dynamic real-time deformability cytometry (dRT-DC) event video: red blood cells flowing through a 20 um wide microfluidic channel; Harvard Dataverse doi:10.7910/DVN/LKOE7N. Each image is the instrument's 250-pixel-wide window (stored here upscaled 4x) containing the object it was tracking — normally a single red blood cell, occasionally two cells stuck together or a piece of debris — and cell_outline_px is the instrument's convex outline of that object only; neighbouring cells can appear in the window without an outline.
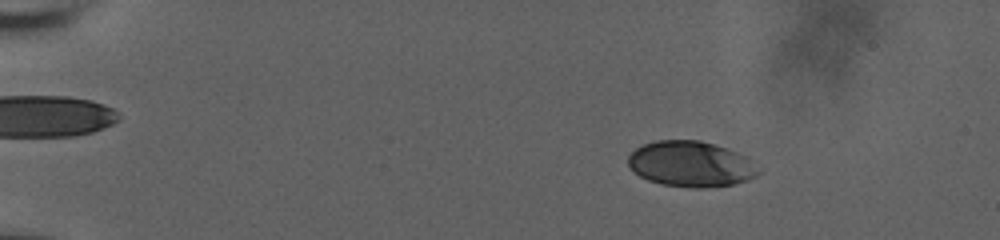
{"species": "human", "species_latin": "Homo sapiens", "temperature_condition": "room temperature", "stored_images_in_passage": 59, "camera_frame_rate_fps": 3000, "um_per_image_px": 0.085, "donor": {"sex": "male"}, "frame": {"image": 1, "passage_image": 11, "time_ms": 3.333, "image_size_px": [1000, 240], "cell_outline_px": [[760, 172], [756, 176], [732, 184], [700, 188], [692, 188], [664, 184], [648, 180], [640, 176], [628, 164], [628, 156], [636, 148], [644, 144], [656, 140], [700, 140], [748, 156]], "centroid_in_image_um": [58.71, 13.93], "position_along_channel_um": 26.3, "area_um2": 34.22}}
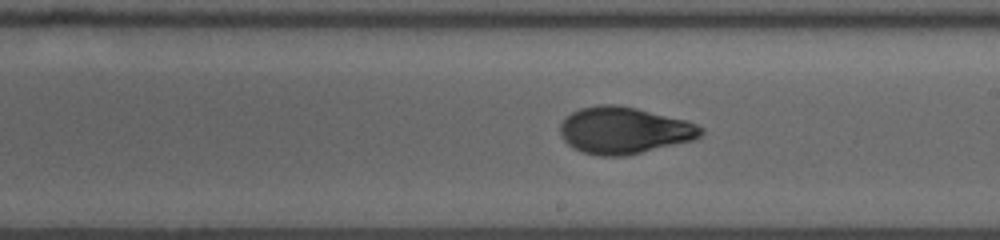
{"frame": {"image": 2, "passage_image": 37, "time_ms": 12.0, "image_size_px": [1000, 240], "cell_outline_px": [[704, 132], [700, 136], [692, 140], [628, 156], [600, 156], [584, 152], [572, 148], [564, 140], [560, 132], [560, 124], [572, 112], [580, 108], [596, 104], [616, 104], [636, 108], [688, 120], [704, 128]], "centroid_in_image_um": [53.06, 11.08], "position_along_channel_um": 235.9, "area_um2": 38.55}}
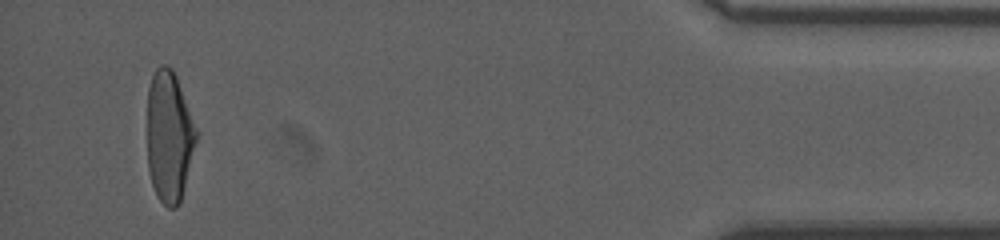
{"frame": {"image": 3, "passage_image": 57, "time_ms": 18.667, "image_size_px": [1000, 240], "cell_outline_px": [[200, 136], [180, 200], [176, 208], [168, 208], [160, 200], [152, 184], [148, 168], [148, 88], [152, 76], [156, 68], [160, 64], [168, 64], [172, 68], [176, 76], [200, 132]], "centroid_in_image_um": [14.42, 11.56], "position_along_channel_um": 420.8, "area_um2": 38.09}, "authors_computed_cell_mechanics": {"area_um2": 37.4544, "velocity_mm_per_s": 3.7265, "shape_relaxation_time_tau1_ms": 8.0476, "shape_relaxation_time_tau2_ms": 1.383, "deformation_change_tau1": 0.232, "deformation_change_tau2": 0.0601}}